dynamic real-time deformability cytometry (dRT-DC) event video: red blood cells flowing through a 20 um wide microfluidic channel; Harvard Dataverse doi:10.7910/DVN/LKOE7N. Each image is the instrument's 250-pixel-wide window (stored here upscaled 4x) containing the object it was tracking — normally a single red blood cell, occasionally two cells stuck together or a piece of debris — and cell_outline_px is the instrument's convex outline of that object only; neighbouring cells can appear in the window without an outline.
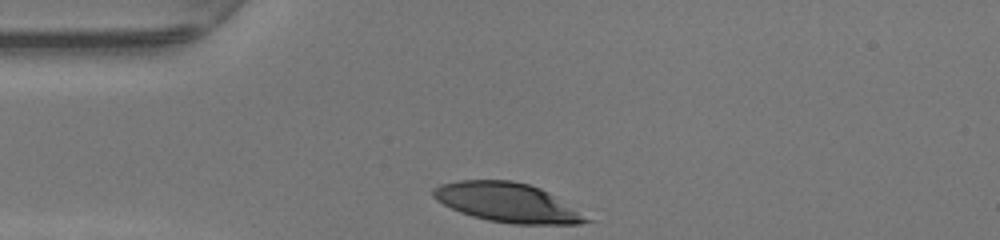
{"species": "human", "species_latin": "Homo sapiens", "temperature_condition": "warm", "stored_images_in_passage": 27, "camera_frame_rate_fps": 3000, "um_per_image_px": 0.085, "donor": {"sex": "female"}, "frame": {"image": 1, "passage_image": 1, "time_ms": 0.0, "image_size_px": [1000, 240], "cell_outline_px": [[596, 220], [580, 224], [512, 224], [488, 220], [472, 216], [460, 212], [436, 200], [432, 196], [432, 188], [440, 184], [460, 180], [512, 180], [528, 184], [540, 188], [548, 192]], "centroid_in_image_um": [43.16, 17.22], "position_along_channel_um": 41.8, "area_um2": 35.14}}
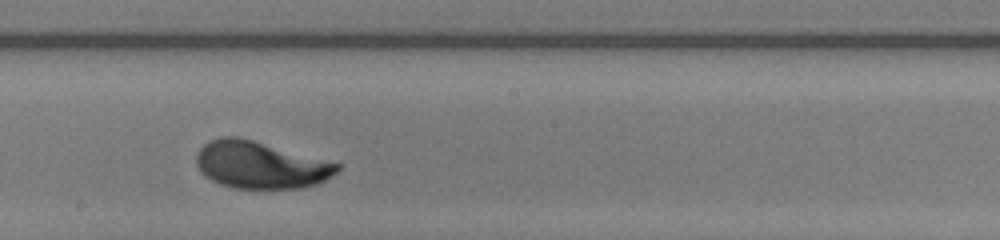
{"frame": {"image": 2, "passage_image": 16, "time_ms": 5.0, "image_size_px": [1000, 240], "cell_outline_px": [[340, 168], [336, 172], [324, 180], [316, 184], [300, 188], [232, 188], [220, 184], [204, 176], [200, 172], [196, 164], [196, 156], [200, 148], [208, 140], [220, 136], [236, 136], [252, 140], [340, 164]], "centroid_in_image_um": [22.07, 14.02], "position_along_channel_um": 226.1, "area_um2": 38.38}}
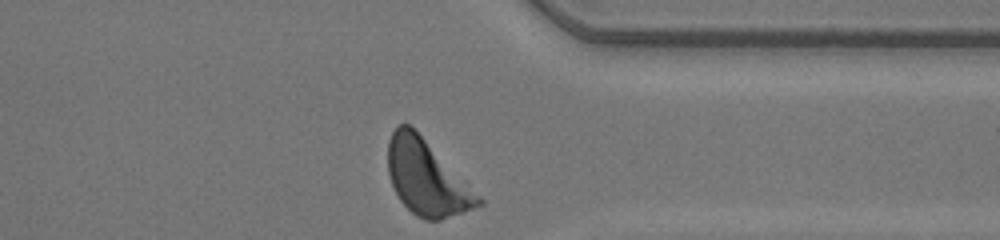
{"frame": {"image": 3, "passage_image": 27, "time_ms": 8.667, "image_size_px": [1000, 240], "cell_outline_px": [[484, 204], [440, 220], [424, 220], [416, 216], [400, 200], [392, 184], [388, 172], [388, 140], [392, 132], [400, 124], [408, 124], [484, 200]], "centroid_in_image_um": [36.24, 15.15], "position_along_channel_um": 375.2, "area_um2": 38.26}, "authors_computed_cell_mechanics": {"area_um2": 38.3792, "velocity_mm_per_s": 4.2083, "shape_relaxation_time_tau1_ms": 2.6872, "shape_relaxation_time_tau2_ms": null, "deformation_change_tau1": 0.1832, "deformation_change_tau2": null}}